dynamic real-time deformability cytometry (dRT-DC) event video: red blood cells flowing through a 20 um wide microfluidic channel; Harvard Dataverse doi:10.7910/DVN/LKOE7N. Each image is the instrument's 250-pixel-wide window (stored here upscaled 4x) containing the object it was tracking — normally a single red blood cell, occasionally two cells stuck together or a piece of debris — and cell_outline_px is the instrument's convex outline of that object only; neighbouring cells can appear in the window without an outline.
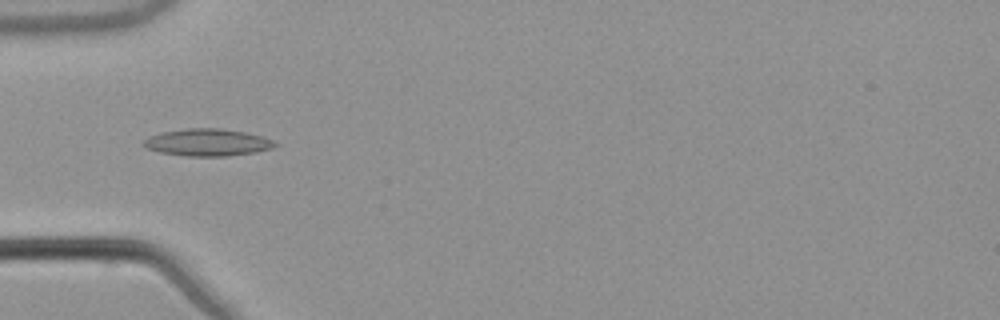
{"species": "common noctule bat (a hibernating species)", "species_latin": "Nyctalus noctula", "temperature_condition": "warm", "stored_images_in_passage": 37, "camera_frame_rate_fps": 3000, "um_per_image_px": 0.085, "animal": {"sex": "male", "body_mass_g": 21.5, "forearm_length_mm": 52.0}, "frame": {"image": 1, "passage_image": 1, "time_ms": 0.0, "image_size_px": [1000, 320], "cell_outline_px": [[276, 144], [272, 148], [256, 152], [228, 156], [188, 156], [160, 152], [148, 148], [144, 144], [144, 140], [148, 136], [164, 132], [188, 128], [220, 128], [244, 132], [264, 136], [272, 140]], "centroid_in_image_um": [17.66, 12.1], "position_along_channel_um": 67.3, "area_um2": 20.58}}
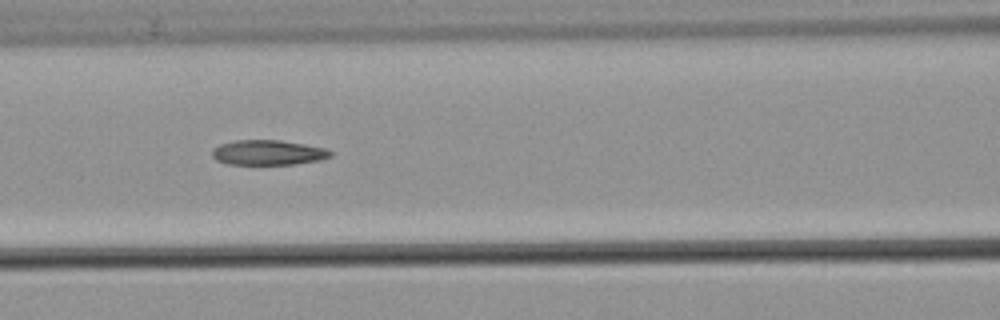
{"frame": {"image": 2, "passage_image": 7, "time_ms": 2.0, "image_size_px": [1000, 320], "cell_outline_px": [[332, 156], [320, 160], [296, 164], [228, 164], [216, 160], [212, 156], [212, 152], [220, 144], [236, 140], [280, 140], [304, 144], [324, 148], [332, 152]], "centroid_in_image_um": [22.8, 12.97], "position_along_channel_um": 143.8, "area_um2": 17.11}}
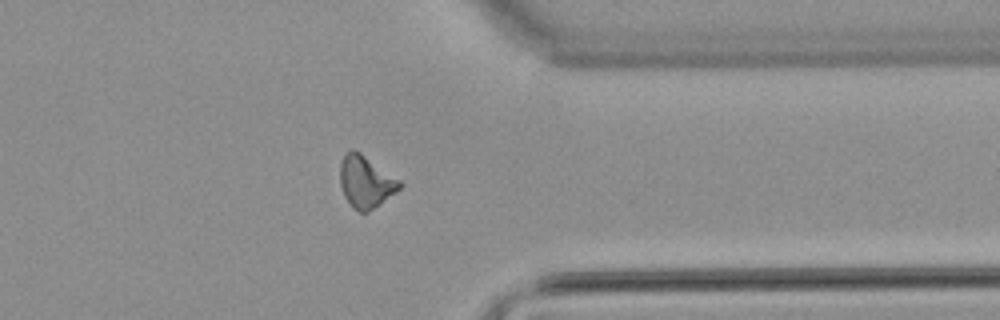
{"frame": {"image": 3, "passage_image": 26, "time_ms": 8.333, "image_size_px": [1000, 320], "cell_outline_px": [[404, 184], [396, 192], [368, 212], [360, 212], [352, 208], [344, 196], [340, 184], [340, 164], [344, 156], [352, 148], [360, 152], [400, 180]], "centroid_in_image_um": [31.08, 15.46], "position_along_channel_um": 380.3, "area_um2": 17.98}, "authors_computed_cell_mechanics": {"area_um2": 17.5712, "velocity_mm_per_s": 3.848, "shape_relaxation_time_tau1_ms": null, "shape_relaxation_time_tau2_ms": 3.1464, "deformation_change_tau1": null, "deformation_change_tau2": 0.1109}}